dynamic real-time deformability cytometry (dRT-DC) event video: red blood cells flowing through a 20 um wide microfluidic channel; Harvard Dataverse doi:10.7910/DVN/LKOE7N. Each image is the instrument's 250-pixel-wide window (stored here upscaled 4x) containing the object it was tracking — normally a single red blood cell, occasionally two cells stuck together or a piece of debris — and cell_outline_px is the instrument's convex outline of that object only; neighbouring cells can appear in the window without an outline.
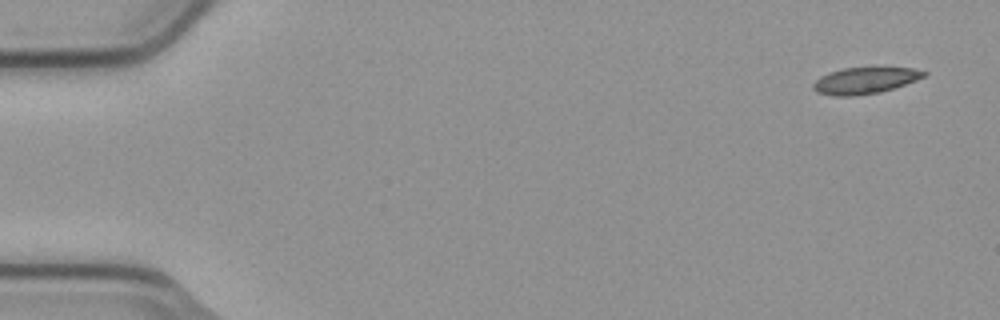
{"species": "common noctule bat (a hibernating species)", "species_latin": "Nyctalus noctula", "temperature_condition": "cold", "stored_images_in_passage": 5, "camera_frame_rate_fps": 3000, "um_per_image_px": 0.085, "animal": {"sex": "male", "body_mass_g": 23.1, "forearm_length_mm": 52.7}, "frame": {"image": 1, "passage_image": 1, "time_ms": 0.0, "image_size_px": [1000, 320], "cell_outline_px": [[928, 76], [880, 92], [852, 96], [832, 96], [816, 92], [812, 88], [812, 84], [820, 76], [828, 72], [844, 68], [912, 68], [928, 72]], "centroid_in_image_um": [73.49, 6.85], "position_along_channel_um": 11.5, "area_um2": 16.99}}
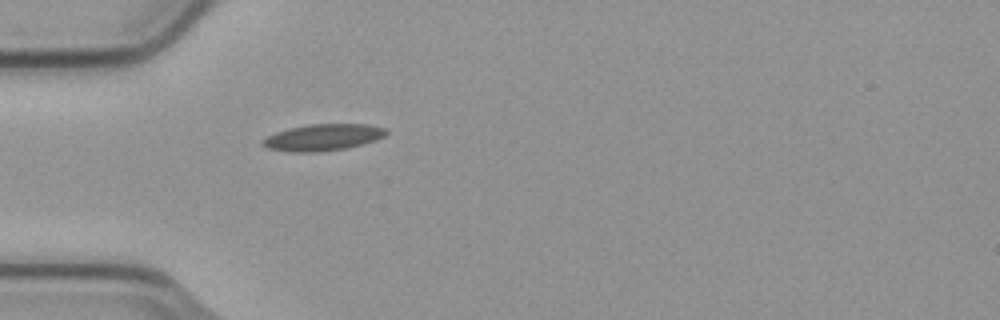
{"frame": {"image": 2, "passage_image": 5, "time_ms": 1.333, "image_size_px": [1000, 320], "cell_outline_px": [[388, 132], [384, 136], [376, 140], [344, 148], [316, 152], [292, 152], [268, 148], [260, 144], [260, 140], [276, 132], [288, 128], [308, 124], [368, 124], [384, 128]], "centroid_in_image_um": [27.41, 11.67], "position_along_channel_um": 57.6, "area_um2": 19.02}}